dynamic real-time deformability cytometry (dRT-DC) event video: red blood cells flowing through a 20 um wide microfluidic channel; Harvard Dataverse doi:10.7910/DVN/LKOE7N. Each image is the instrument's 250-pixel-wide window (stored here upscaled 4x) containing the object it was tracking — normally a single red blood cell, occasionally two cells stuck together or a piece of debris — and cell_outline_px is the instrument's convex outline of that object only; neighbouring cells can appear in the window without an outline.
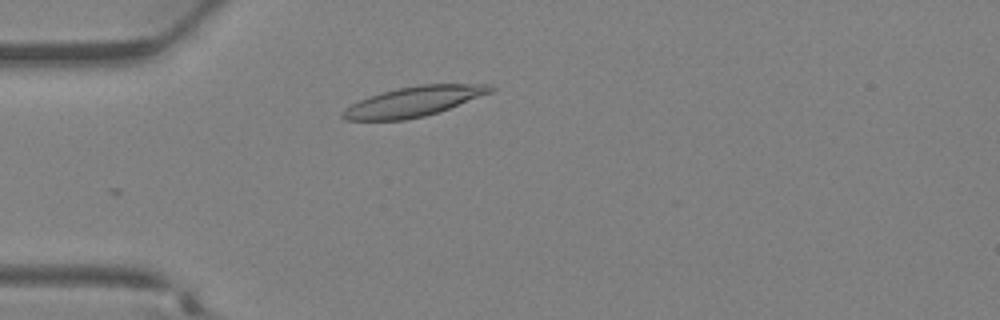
{"species": "Egyptian fruit bat (a non-hibernating species)", "species_latin": "Rousettus aegyptiacus", "temperature_condition": "warm", "stored_images_in_passage": 7, "camera_frame_rate_fps": 3000, "um_per_image_px": 0.085, "animal": {"sex": "female"}, "frame": {"image": 1, "passage_image": 1, "time_ms": 0.0, "image_size_px": [1000, 320], "cell_outline_px": [[496, 88], [492, 92], [448, 108], [424, 116], [404, 120], [344, 120], [340, 116], [340, 112], [344, 108], [368, 96], [396, 88], [420, 84], [492, 84]], "centroid_in_image_um": [35.13, 8.62], "position_along_channel_um": 49.9, "area_um2": 25.72}}
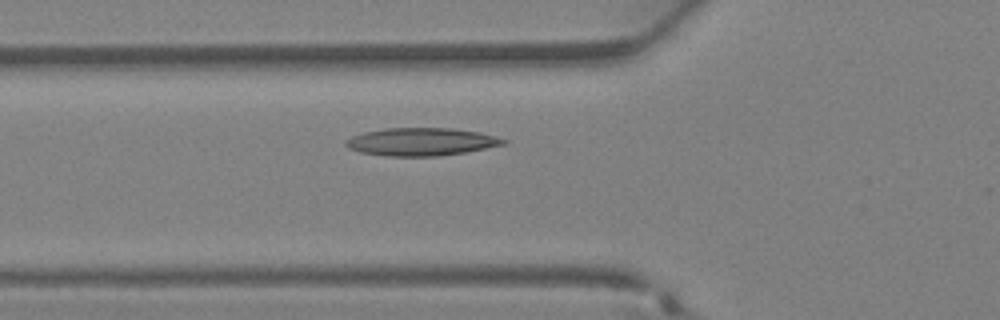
{"frame": {"image": 2, "passage_image": 4, "time_ms": 1.0, "image_size_px": [1000, 320], "cell_outline_px": [[508, 144], [464, 152], [440, 156], [388, 156], [360, 152], [348, 148], [344, 144], [344, 140], [352, 136], [364, 132], [384, 128], [452, 128], [480, 132], [496, 136], [508, 140]], "centroid_in_image_um": [35.82, 12.05], "position_along_channel_um": 90.0, "area_um2": 25.72}}
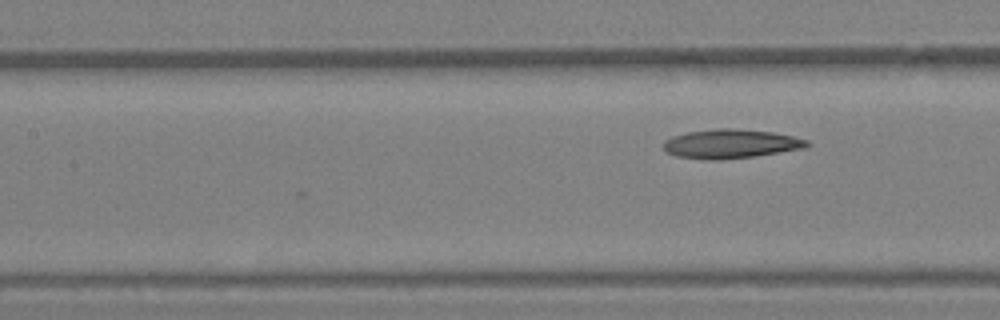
{"frame": {"image": 3, "passage_image": 7, "time_ms": 2.0, "image_size_px": [1000, 320], "cell_outline_px": [[812, 144], [804, 148], [756, 156], [720, 160], [708, 160], [676, 156], [664, 152], [664, 140], [672, 136], [688, 132], [716, 128], [732, 128], [772, 132], [792, 136], [808, 140]], "centroid_in_image_um": [62.09, 12.23], "position_along_channel_um": 145.3, "area_um2": 24.45}}